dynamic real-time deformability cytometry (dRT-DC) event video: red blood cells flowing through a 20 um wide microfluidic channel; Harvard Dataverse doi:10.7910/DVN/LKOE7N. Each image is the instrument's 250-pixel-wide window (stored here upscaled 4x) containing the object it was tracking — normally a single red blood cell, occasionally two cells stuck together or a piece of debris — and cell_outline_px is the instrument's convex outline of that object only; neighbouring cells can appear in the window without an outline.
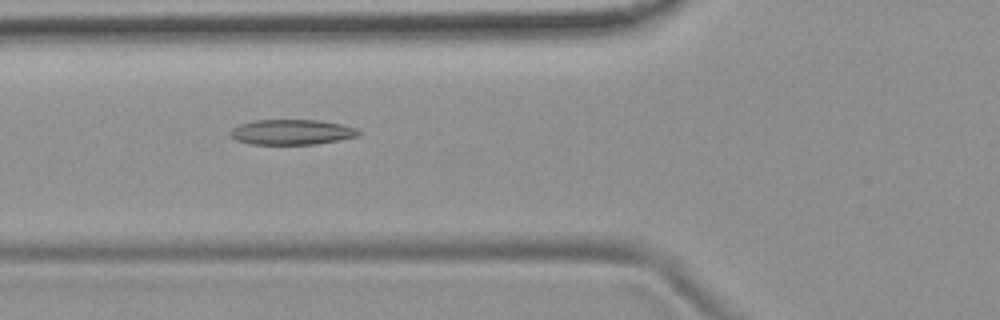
{"species": "common noctule bat (a hibernating species)", "species_latin": "Nyctalus noctula", "temperature_condition": "room temperature", "stored_images_in_passage": 39, "camera_frame_rate_fps": 3000, "um_per_image_px": 0.085, "animal": {"sex": "female", "body_mass_g": 19.9}, "frame": {"image": 1, "passage_image": 8, "time_ms": 2.333, "image_size_px": [1000, 320], "cell_outline_px": [[364, 132], [356, 136], [336, 140], [312, 144], [252, 144], [236, 140], [228, 132], [232, 128], [240, 124], [256, 120], [320, 120], [340, 124], [356, 128]], "centroid_in_image_um": [24.78, 11.22], "position_along_channel_um": 101.0, "area_um2": 18.67}}
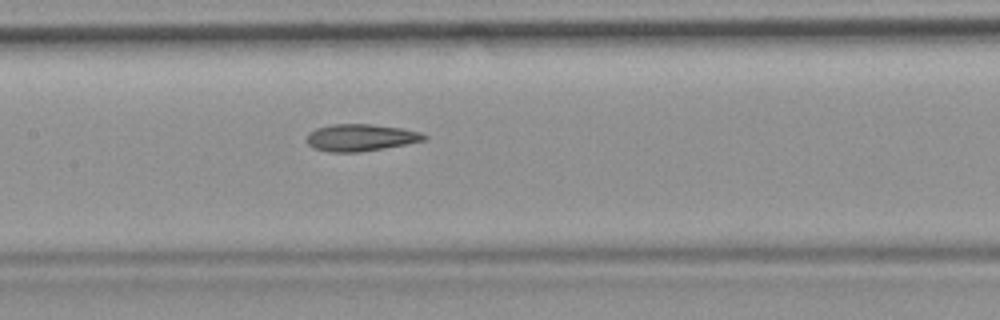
{"frame": {"image": 2, "passage_image": 14, "time_ms": 4.333, "image_size_px": [1000, 320], "cell_outline_px": [[428, 136], [424, 140], [384, 148], [356, 152], [332, 152], [316, 148], [308, 144], [308, 132], [316, 128], [332, 124], [372, 124], [400, 128], [420, 132]], "centroid_in_image_um": [30.65, 11.68], "position_along_channel_um": 176.8, "area_um2": 18.15}}
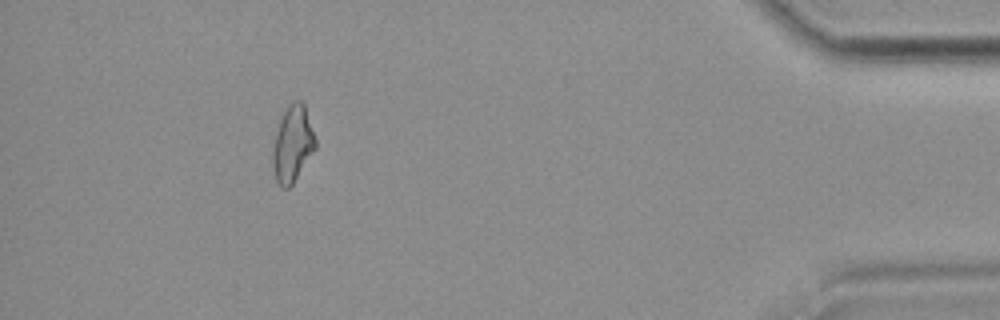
{"frame": {"image": 3, "passage_image": 37, "time_ms": 12.0, "image_size_px": [1000, 320], "cell_outline_px": [[316, 148], [292, 184], [288, 188], [284, 188], [276, 180], [272, 164], [272, 156], [276, 132], [280, 116], [288, 104], [292, 100], [300, 100], [304, 104], [316, 140]], "centroid_in_image_um": [24.86, 12.19], "position_along_channel_um": 410.3, "area_um2": 18.84}}